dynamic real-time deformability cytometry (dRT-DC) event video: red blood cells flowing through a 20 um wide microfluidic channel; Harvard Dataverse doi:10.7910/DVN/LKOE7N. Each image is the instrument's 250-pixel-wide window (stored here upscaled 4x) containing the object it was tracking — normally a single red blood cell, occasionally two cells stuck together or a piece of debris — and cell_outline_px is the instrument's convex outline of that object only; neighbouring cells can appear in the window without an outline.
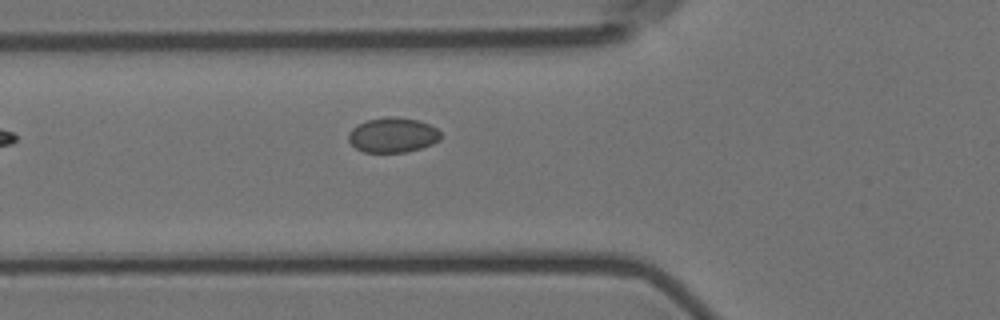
{"species": "Egyptian fruit bat (a non-hibernating species)", "species_latin": "Rousettus aegyptiacus", "temperature_condition": "room temperature", "stored_images_in_passage": 6, "camera_frame_rate_fps": 3000, "um_per_image_px": 0.085, "animal": {"sex": "female"}, "frame": {"image": 1, "passage_image": 6, "time_ms": 6.667, "image_size_px": [1000, 320], "cell_outline_px": [[440, 140], [432, 144], [408, 152], [364, 152], [356, 148], [348, 140], [348, 132], [356, 124], [368, 120], [388, 116], [396, 116], [416, 120], [428, 124], [436, 128], [440, 132]], "centroid_in_image_um": [33.36, 11.48], "position_along_channel_um": 92.4, "area_um2": 18.79}}